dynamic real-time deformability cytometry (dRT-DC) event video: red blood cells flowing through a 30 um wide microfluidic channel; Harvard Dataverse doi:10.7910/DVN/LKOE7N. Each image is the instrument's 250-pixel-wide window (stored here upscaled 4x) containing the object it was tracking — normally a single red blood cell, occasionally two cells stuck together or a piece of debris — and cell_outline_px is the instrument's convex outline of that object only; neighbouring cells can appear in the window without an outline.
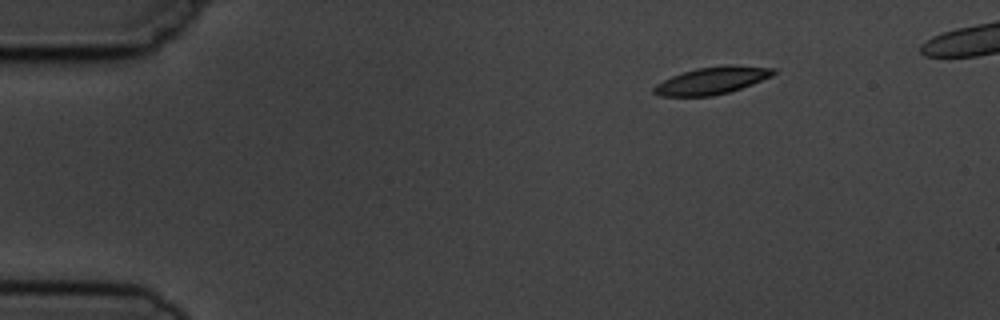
{"species": "common noctule bat (a hibernating species)", "species_latin": "Nyctalus noctula", "temperature_condition": "cold", "stored_images_in_passage": 4, "camera_frame_rate_fps": 3000, "um_per_image_px": 0.085, "animal": {"sex": "male", "body_mass_g": 19.5, "forearm_length_mm": 54.6}, "frame": {"image": 1, "passage_image": 4, "time_ms": 4.333, "image_size_px": [1000, 320], "cell_outline_px": [[776, 72], [772, 76], [752, 84], [728, 92], [712, 96], [660, 96], [652, 92], [652, 88], [656, 84], [672, 76], [696, 68], [724, 64], [732, 64], [776, 68]], "centroid_in_image_um": [60.53, 6.83], "position_along_channel_um": 24.5, "area_um2": 19.07}}